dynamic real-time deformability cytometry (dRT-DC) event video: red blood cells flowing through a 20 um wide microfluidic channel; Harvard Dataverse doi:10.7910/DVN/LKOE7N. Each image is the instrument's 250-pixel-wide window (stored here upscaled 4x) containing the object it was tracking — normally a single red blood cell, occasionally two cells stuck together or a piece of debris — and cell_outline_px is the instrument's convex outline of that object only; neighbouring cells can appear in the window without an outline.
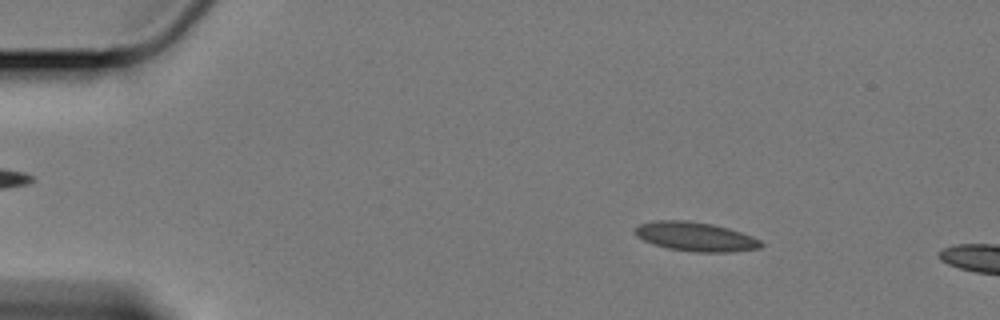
{"species": "Egyptian fruit bat (a non-hibernating species)", "species_latin": "Rousettus aegyptiacus", "temperature_condition": "cold", "stored_images_in_passage": 59, "camera_frame_rate_fps": 3000, "um_per_image_px": 0.085, "animal": {"sex": "female"}, "frame": {"image": 1, "passage_image": 9, "time_ms": 2.667, "image_size_px": [1000, 320], "cell_outline_px": [[764, 244], [760, 248], [732, 252], [696, 252], [668, 248], [652, 244], [636, 236], [636, 228], [640, 224], [652, 220], [688, 220], [712, 224], [728, 228], [752, 236], [760, 240]], "centroid_in_image_um": [59.13, 20.11], "position_along_channel_um": 25.9, "area_um2": 21.39}}
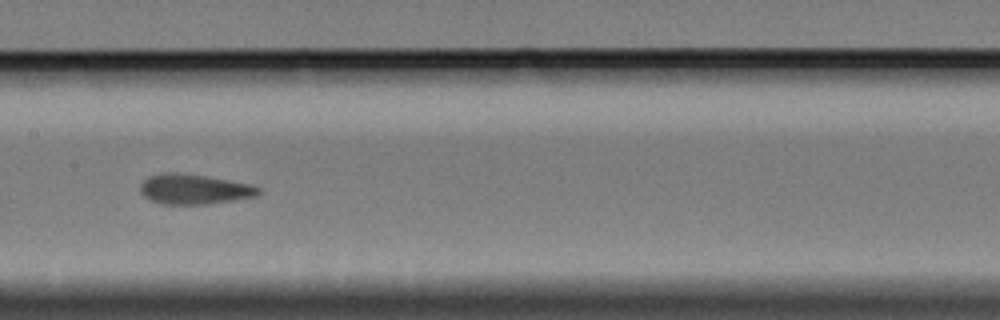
{"frame": {"image": 2, "passage_image": 30, "time_ms": 9.667, "image_size_px": [1000, 320], "cell_outline_px": [[260, 192], [256, 196], [232, 200], [204, 204], [160, 204], [144, 196], [140, 192], [140, 184], [148, 176], [176, 172], [204, 176], [248, 184], [260, 188]], "centroid_in_image_um": [16.46, 16.09], "position_along_channel_um": 190.9, "area_um2": 20.23}}
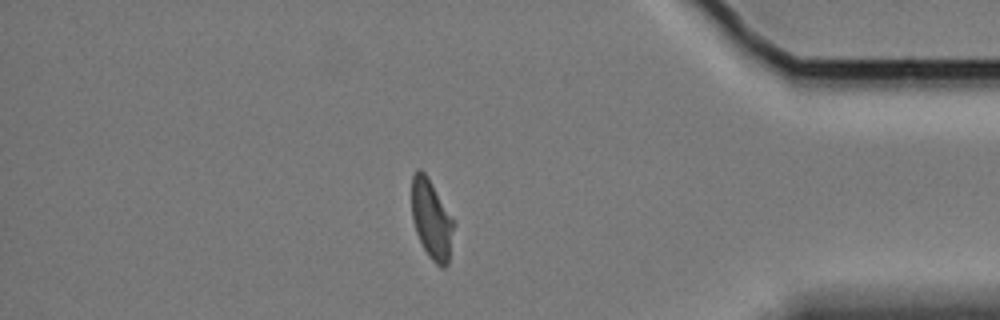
{"frame": {"image": 3, "passage_image": 51, "time_ms": 16.667, "image_size_px": [1000, 320], "cell_outline_px": [[456, 224], [448, 264], [444, 268], [436, 264], [428, 256], [416, 232], [412, 220], [412, 176], [420, 168], [424, 172], [456, 220]], "centroid_in_image_um": [36.72, 18.68], "position_along_channel_um": 398.5, "area_um2": 19.71}}